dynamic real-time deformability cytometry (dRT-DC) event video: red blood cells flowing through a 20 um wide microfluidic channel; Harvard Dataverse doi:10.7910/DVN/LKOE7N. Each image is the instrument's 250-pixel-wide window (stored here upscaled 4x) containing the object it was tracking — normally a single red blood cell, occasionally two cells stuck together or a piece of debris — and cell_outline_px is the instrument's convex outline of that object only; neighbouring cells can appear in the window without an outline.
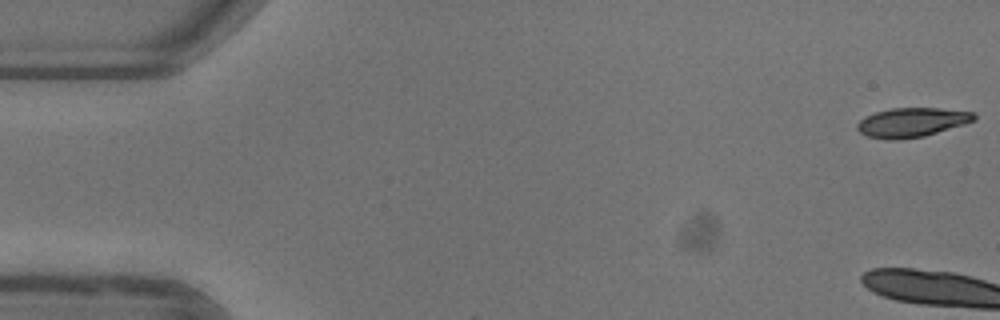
{"species": "common noctule bat (a hibernating species)", "species_latin": "Nyctalus noctula", "temperature_condition": "warm", "stored_images_in_passage": 4, "camera_frame_rate_fps": 3000, "um_per_image_px": 0.085, "animal": {"sex": "female"}, "frame": {"image": 1, "passage_image": 1, "time_ms": 0.0, "image_size_px": [1000, 320], "cell_outline_px": [[976, 120], [964, 124], [924, 136], [900, 140], [888, 140], [868, 136], [860, 132], [856, 128], [856, 124], [864, 116], [876, 112], [892, 108], [936, 108], [976, 112]], "centroid_in_image_um": [77.5, 10.4], "position_along_channel_um": 7.5, "area_um2": 20.0}}